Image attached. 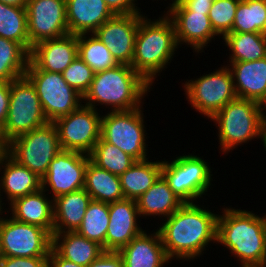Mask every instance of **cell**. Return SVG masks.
<instances>
[{
	"mask_svg": "<svg viewBox=\"0 0 266 267\" xmlns=\"http://www.w3.org/2000/svg\"><path fill=\"white\" fill-rule=\"evenodd\" d=\"M184 203L171 216L160 221V233L167 257L172 261L191 263L216 245L217 219L219 212L209 209L204 201ZM209 246V247H208ZM208 248V249H207Z\"/></svg>",
	"mask_w": 266,
	"mask_h": 267,
	"instance_id": "1",
	"label": "cell"
},
{
	"mask_svg": "<svg viewBox=\"0 0 266 267\" xmlns=\"http://www.w3.org/2000/svg\"><path fill=\"white\" fill-rule=\"evenodd\" d=\"M222 210V211H221ZM221 211V212H220ZM216 244L235 257L239 267H266V226L262 214L232 205L220 208ZM258 214V215H257Z\"/></svg>",
	"mask_w": 266,
	"mask_h": 267,
	"instance_id": "2",
	"label": "cell"
},
{
	"mask_svg": "<svg viewBox=\"0 0 266 267\" xmlns=\"http://www.w3.org/2000/svg\"><path fill=\"white\" fill-rule=\"evenodd\" d=\"M152 87L130 65L118 64L94 73L91 85L83 96V104L100 112H106V109L107 112L129 111L145 106L148 94L154 91Z\"/></svg>",
	"mask_w": 266,
	"mask_h": 267,
	"instance_id": "3",
	"label": "cell"
},
{
	"mask_svg": "<svg viewBox=\"0 0 266 267\" xmlns=\"http://www.w3.org/2000/svg\"><path fill=\"white\" fill-rule=\"evenodd\" d=\"M148 16L140 18L131 67L154 88L160 74L171 66L179 47L171 19L165 13L152 20Z\"/></svg>",
	"mask_w": 266,
	"mask_h": 267,
	"instance_id": "4",
	"label": "cell"
},
{
	"mask_svg": "<svg viewBox=\"0 0 266 267\" xmlns=\"http://www.w3.org/2000/svg\"><path fill=\"white\" fill-rule=\"evenodd\" d=\"M263 105L249 99L236 98L227 103L209 122L217 128L218 149L223 156L248 144L262 141Z\"/></svg>",
	"mask_w": 266,
	"mask_h": 267,
	"instance_id": "5",
	"label": "cell"
},
{
	"mask_svg": "<svg viewBox=\"0 0 266 267\" xmlns=\"http://www.w3.org/2000/svg\"><path fill=\"white\" fill-rule=\"evenodd\" d=\"M175 156L171 158L172 161L163 158L161 167V175L173 192L185 203L202 202L205 196L213 195L208 194V191L210 192L214 186L212 182L215 181V177L212 171L215 168L206 162L208 159L196 155L195 152H184Z\"/></svg>",
	"mask_w": 266,
	"mask_h": 267,
	"instance_id": "6",
	"label": "cell"
},
{
	"mask_svg": "<svg viewBox=\"0 0 266 267\" xmlns=\"http://www.w3.org/2000/svg\"><path fill=\"white\" fill-rule=\"evenodd\" d=\"M222 64L213 72L185 79L181 84L190 108L208 120L237 98L232 73L226 63Z\"/></svg>",
	"mask_w": 266,
	"mask_h": 267,
	"instance_id": "7",
	"label": "cell"
},
{
	"mask_svg": "<svg viewBox=\"0 0 266 267\" xmlns=\"http://www.w3.org/2000/svg\"><path fill=\"white\" fill-rule=\"evenodd\" d=\"M143 107L129 111L104 112L101 120V138L117 146L136 161L151 156L147 144L149 134L146 131L147 123Z\"/></svg>",
	"mask_w": 266,
	"mask_h": 267,
	"instance_id": "8",
	"label": "cell"
},
{
	"mask_svg": "<svg viewBox=\"0 0 266 267\" xmlns=\"http://www.w3.org/2000/svg\"><path fill=\"white\" fill-rule=\"evenodd\" d=\"M25 76L35 87L48 122L53 123L83 104V96L67 84L62 73L40 70L29 60Z\"/></svg>",
	"mask_w": 266,
	"mask_h": 267,
	"instance_id": "9",
	"label": "cell"
},
{
	"mask_svg": "<svg viewBox=\"0 0 266 267\" xmlns=\"http://www.w3.org/2000/svg\"><path fill=\"white\" fill-rule=\"evenodd\" d=\"M48 122L31 81L22 76L11 81L7 120L4 123L10 141Z\"/></svg>",
	"mask_w": 266,
	"mask_h": 267,
	"instance_id": "10",
	"label": "cell"
},
{
	"mask_svg": "<svg viewBox=\"0 0 266 267\" xmlns=\"http://www.w3.org/2000/svg\"><path fill=\"white\" fill-rule=\"evenodd\" d=\"M60 151L56 127L49 122L13 139L8 154L42 178Z\"/></svg>",
	"mask_w": 266,
	"mask_h": 267,
	"instance_id": "11",
	"label": "cell"
},
{
	"mask_svg": "<svg viewBox=\"0 0 266 267\" xmlns=\"http://www.w3.org/2000/svg\"><path fill=\"white\" fill-rule=\"evenodd\" d=\"M4 213V214H3ZM3 215V216H2ZM52 248V235L44 228L23 223L0 214V251L4 257L48 256Z\"/></svg>",
	"mask_w": 266,
	"mask_h": 267,
	"instance_id": "12",
	"label": "cell"
},
{
	"mask_svg": "<svg viewBox=\"0 0 266 267\" xmlns=\"http://www.w3.org/2000/svg\"><path fill=\"white\" fill-rule=\"evenodd\" d=\"M102 113L82 104L54 121L61 149L89 155L101 137Z\"/></svg>",
	"mask_w": 266,
	"mask_h": 267,
	"instance_id": "13",
	"label": "cell"
},
{
	"mask_svg": "<svg viewBox=\"0 0 266 267\" xmlns=\"http://www.w3.org/2000/svg\"><path fill=\"white\" fill-rule=\"evenodd\" d=\"M89 155L63 150L49 164L41 178L42 189L52 198L84 188Z\"/></svg>",
	"mask_w": 266,
	"mask_h": 267,
	"instance_id": "14",
	"label": "cell"
},
{
	"mask_svg": "<svg viewBox=\"0 0 266 267\" xmlns=\"http://www.w3.org/2000/svg\"><path fill=\"white\" fill-rule=\"evenodd\" d=\"M208 13L192 12L183 3L172 7L165 13L174 25L178 47L185 45L186 49L192 48L196 57L202 52L205 53L204 49H207L210 43L213 44V40L222 39L214 31Z\"/></svg>",
	"mask_w": 266,
	"mask_h": 267,
	"instance_id": "15",
	"label": "cell"
},
{
	"mask_svg": "<svg viewBox=\"0 0 266 267\" xmlns=\"http://www.w3.org/2000/svg\"><path fill=\"white\" fill-rule=\"evenodd\" d=\"M30 52L32 46L69 34L66 0H28L26 5Z\"/></svg>",
	"mask_w": 266,
	"mask_h": 267,
	"instance_id": "16",
	"label": "cell"
},
{
	"mask_svg": "<svg viewBox=\"0 0 266 267\" xmlns=\"http://www.w3.org/2000/svg\"><path fill=\"white\" fill-rule=\"evenodd\" d=\"M146 14H115L94 34L110 50L118 64H132L140 18Z\"/></svg>",
	"mask_w": 266,
	"mask_h": 267,
	"instance_id": "17",
	"label": "cell"
},
{
	"mask_svg": "<svg viewBox=\"0 0 266 267\" xmlns=\"http://www.w3.org/2000/svg\"><path fill=\"white\" fill-rule=\"evenodd\" d=\"M109 217L105 251L118 252L145 231L141 226L142 220L135 200L124 198L109 203Z\"/></svg>",
	"mask_w": 266,
	"mask_h": 267,
	"instance_id": "18",
	"label": "cell"
},
{
	"mask_svg": "<svg viewBox=\"0 0 266 267\" xmlns=\"http://www.w3.org/2000/svg\"><path fill=\"white\" fill-rule=\"evenodd\" d=\"M41 188L42 181L36 173L19 164L8 153L2 154L0 157V206L3 209L15 199L37 192Z\"/></svg>",
	"mask_w": 266,
	"mask_h": 267,
	"instance_id": "19",
	"label": "cell"
},
{
	"mask_svg": "<svg viewBox=\"0 0 266 267\" xmlns=\"http://www.w3.org/2000/svg\"><path fill=\"white\" fill-rule=\"evenodd\" d=\"M78 57V35L67 34L32 46L29 60L40 70L62 73Z\"/></svg>",
	"mask_w": 266,
	"mask_h": 267,
	"instance_id": "20",
	"label": "cell"
},
{
	"mask_svg": "<svg viewBox=\"0 0 266 267\" xmlns=\"http://www.w3.org/2000/svg\"><path fill=\"white\" fill-rule=\"evenodd\" d=\"M147 230L118 251L125 267H165L172 264L165 253L159 231Z\"/></svg>",
	"mask_w": 266,
	"mask_h": 267,
	"instance_id": "21",
	"label": "cell"
},
{
	"mask_svg": "<svg viewBox=\"0 0 266 267\" xmlns=\"http://www.w3.org/2000/svg\"><path fill=\"white\" fill-rule=\"evenodd\" d=\"M7 207L4 210L15 220L40 226L53 235V199L42 188L15 199Z\"/></svg>",
	"mask_w": 266,
	"mask_h": 267,
	"instance_id": "22",
	"label": "cell"
},
{
	"mask_svg": "<svg viewBox=\"0 0 266 267\" xmlns=\"http://www.w3.org/2000/svg\"><path fill=\"white\" fill-rule=\"evenodd\" d=\"M69 34H92L115 14L104 0H66Z\"/></svg>",
	"mask_w": 266,
	"mask_h": 267,
	"instance_id": "23",
	"label": "cell"
},
{
	"mask_svg": "<svg viewBox=\"0 0 266 267\" xmlns=\"http://www.w3.org/2000/svg\"><path fill=\"white\" fill-rule=\"evenodd\" d=\"M230 69L238 98L266 102V57L256 61L226 64Z\"/></svg>",
	"mask_w": 266,
	"mask_h": 267,
	"instance_id": "24",
	"label": "cell"
},
{
	"mask_svg": "<svg viewBox=\"0 0 266 267\" xmlns=\"http://www.w3.org/2000/svg\"><path fill=\"white\" fill-rule=\"evenodd\" d=\"M136 202L141 219L153 217L161 221L171 216L185 203L173 192L162 175Z\"/></svg>",
	"mask_w": 266,
	"mask_h": 267,
	"instance_id": "25",
	"label": "cell"
},
{
	"mask_svg": "<svg viewBox=\"0 0 266 267\" xmlns=\"http://www.w3.org/2000/svg\"><path fill=\"white\" fill-rule=\"evenodd\" d=\"M91 200L84 188L54 198L53 233L77 231Z\"/></svg>",
	"mask_w": 266,
	"mask_h": 267,
	"instance_id": "26",
	"label": "cell"
},
{
	"mask_svg": "<svg viewBox=\"0 0 266 267\" xmlns=\"http://www.w3.org/2000/svg\"><path fill=\"white\" fill-rule=\"evenodd\" d=\"M52 248L64 259L88 267L103 252L97 242L75 232L53 233Z\"/></svg>",
	"mask_w": 266,
	"mask_h": 267,
	"instance_id": "27",
	"label": "cell"
},
{
	"mask_svg": "<svg viewBox=\"0 0 266 267\" xmlns=\"http://www.w3.org/2000/svg\"><path fill=\"white\" fill-rule=\"evenodd\" d=\"M149 157L135 163L121 174V188L126 199L137 200L161 176L162 160Z\"/></svg>",
	"mask_w": 266,
	"mask_h": 267,
	"instance_id": "28",
	"label": "cell"
},
{
	"mask_svg": "<svg viewBox=\"0 0 266 267\" xmlns=\"http://www.w3.org/2000/svg\"><path fill=\"white\" fill-rule=\"evenodd\" d=\"M223 46L229 51L228 63L256 61L266 57V35L263 33H227L222 38Z\"/></svg>",
	"mask_w": 266,
	"mask_h": 267,
	"instance_id": "29",
	"label": "cell"
},
{
	"mask_svg": "<svg viewBox=\"0 0 266 267\" xmlns=\"http://www.w3.org/2000/svg\"><path fill=\"white\" fill-rule=\"evenodd\" d=\"M84 189L94 201L112 203L125 198L120 177L99 168L90 160L85 171Z\"/></svg>",
	"mask_w": 266,
	"mask_h": 267,
	"instance_id": "30",
	"label": "cell"
},
{
	"mask_svg": "<svg viewBox=\"0 0 266 267\" xmlns=\"http://www.w3.org/2000/svg\"><path fill=\"white\" fill-rule=\"evenodd\" d=\"M0 37L20 43L30 53L26 7L0 2Z\"/></svg>",
	"mask_w": 266,
	"mask_h": 267,
	"instance_id": "31",
	"label": "cell"
},
{
	"mask_svg": "<svg viewBox=\"0 0 266 267\" xmlns=\"http://www.w3.org/2000/svg\"><path fill=\"white\" fill-rule=\"evenodd\" d=\"M29 56L20 43L0 37V80L11 82L25 76Z\"/></svg>",
	"mask_w": 266,
	"mask_h": 267,
	"instance_id": "32",
	"label": "cell"
},
{
	"mask_svg": "<svg viewBox=\"0 0 266 267\" xmlns=\"http://www.w3.org/2000/svg\"><path fill=\"white\" fill-rule=\"evenodd\" d=\"M78 57L94 73L105 71L118 65L110 50L94 33L78 35Z\"/></svg>",
	"mask_w": 266,
	"mask_h": 267,
	"instance_id": "33",
	"label": "cell"
},
{
	"mask_svg": "<svg viewBox=\"0 0 266 267\" xmlns=\"http://www.w3.org/2000/svg\"><path fill=\"white\" fill-rule=\"evenodd\" d=\"M109 220V203L91 200L76 232L89 240L97 242L105 251Z\"/></svg>",
	"mask_w": 266,
	"mask_h": 267,
	"instance_id": "34",
	"label": "cell"
},
{
	"mask_svg": "<svg viewBox=\"0 0 266 267\" xmlns=\"http://www.w3.org/2000/svg\"><path fill=\"white\" fill-rule=\"evenodd\" d=\"M266 0H240L232 32L263 33L265 35Z\"/></svg>",
	"mask_w": 266,
	"mask_h": 267,
	"instance_id": "35",
	"label": "cell"
},
{
	"mask_svg": "<svg viewBox=\"0 0 266 267\" xmlns=\"http://www.w3.org/2000/svg\"><path fill=\"white\" fill-rule=\"evenodd\" d=\"M89 158L99 168L118 176L128 170L136 161L120 148L104 141L101 137L89 154Z\"/></svg>",
	"mask_w": 266,
	"mask_h": 267,
	"instance_id": "36",
	"label": "cell"
},
{
	"mask_svg": "<svg viewBox=\"0 0 266 267\" xmlns=\"http://www.w3.org/2000/svg\"><path fill=\"white\" fill-rule=\"evenodd\" d=\"M240 0H217L212 3L208 17L214 31L223 38L232 33L235 13Z\"/></svg>",
	"mask_w": 266,
	"mask_h": 267,
	"instance_id": "37",
	"label": "cell"
},
{
	"mask_svg": "<svg viewBox=\"0 0 266 267\" xmlns=\"http://www.w3.org/2000/svg\"><path fill=\"white\" fill-rule=\"evenodd\" d=\"M63 79L69 86L84 96L94 77L93 70L77 57L63 72Z\"/></svg>",
	"mask_w": 266,
	"mask_h": 267,
	"instance_id": "38",
	"label": "cell"
},
{
	"mask_svg": "<svg viewBox=\"0 0 266 267\" xmlns=\"http://www.w3.org/2000/svg\"><path fill=\"white\" fill-rule=\"evenodd\" d=\"M0 267H48V256L37 257H4L0 259Z\"/></svg>",
	"mask_w": 266,
	"mask_h": 267,
	"instance_id": "39",
	"label": "cell"
},
{
	"mask_svg": "<svg viewBox=\"0 0 266 267\" xmlns=\"http://www.w3.org/2000/svg\"><path fill=\"white\" fill-rule=\"evenodd\" d=\"M114 14L143 13L138 0H104ZM140 1V0H139Z\"/></svg>",
	"mask_w": 266,
	"mask_h": 267,
	"instance_id": "40",
	"label": "cell"
},
{
	"mask_svg": "<svg viewBox=\"0 0 266 267\" xmlns=\"http://www.w3.org/2000/svg\"><path fill=\"white\" fill-rule=\"evenodd\" d=\"M88 267H125V265L118 252L104 251Z\"/></svg>",
	"mask_w": 266,
	"mask_h": 267,
	"instance_id": "41",
	"label": "cell"
},
{
	"mask_svg": "<svg viewBox=\"0 0 266 267\" xmlns=\"http://www.w3.org/2000/svg\"><path fill=\"white\" fill-rule=\"evenodd\" d=\"M11 82L0 80V121L5 123L8 116Z\"/></svg>",
	"mask_w": 266,
	"mask_h": 267,
	"instance_id": "42",
	"label": "cell"
},
{
	"mask_svg": "<svg viewBox=\"0 0 266 267\" xmlns=\"http://www.w3.org/2000/svg\"><path fill=\"white\" fill-rule=\"evenodd\" d=\"M48 267H83L62 258L53 248L48 255Z\"/></svg>",
	"mask_w": 266,
	"mask_h": 267,
	"instance_id": "43",
	"label": "cell"
},
{
	"mask_svg": "<svg viewBox=\"0 0 266 267\" xmlns=\"http://www.w3.org/2000/svg\"><path fill=\"white\" fill-rule=\"evenodd\" d=\"M183 4L192 12H209L212 6L210 0H184Z\"/></svg>",
	"mask_w": 266,
	"mask_h": 267,
	"instance_id": "44",
	"label": "cell"
},
{
	"mask_svg": "<svg viewBox=\"0 0 266 267\" xmlns=\"http://www.w3.org/2000/svg\"><path fill=\"white\" fill-rule=\"evenodd\" d=\"M10 142L5 133L4 123L0 121V151L3 154L9 152Z\"/></svg>",
	"mask_w": 266,
	"mask_h": 267,
	"instance_id": "45",
	"label": "cell"
},
{
	"mask_svg": "<svg viewBox=\"0 0 266 267\" xmlns=\"http://www.w3.org/2000/svg\"><path fill=\"white\" fill-rule=\"evenodd\" d=\"M0 2L16 7H26L28 0H0Z\"/></svg>",
	"mask_w": 266,
	"mask_h": 267,
	"instance_id": "46",
	"label": "cell"
},
{
	"mask_svg": "<svg viewBox=\"0 0 266 267\" xmlns=\"http://www.w3.org/2000/svg\"><path fill=\"white\" fill-rule=\"evenodd\" d=\"M263 146V150L266 151V112L263 114V120H262V141L261 143Z\"/></svg>",
	"mask_w": 266,
	"mask_h": 267,
	"instance_id": "47",
	"label": "cell"
},
{
	"mask_svg": "<svg viewBox=\"0 0 266 267\" xmlns=\"http://www.w3.org/2000/svg\"><path fill=\"white\" fill-rule=\"evenodd\" d=\"M153 1H159V0H152V2H153ZM162 1H163V0H161V2H162ZM164 1L166 2L167 0H164ZM164 1H163L164 5H165V4H168V6L166 5L165 11H163V12L161 11V13H166V12H167L168 10H170L172 7H174V6H176V5H179V4H182L184 0H171V1L169 0L168 2H170V3H168V2L165 3Z\"/></svg>",
	"mask_w": 266,
	"mask_h": 267,
	"instance_id": "48",
	"label": "cell"
},
{
	"mask_svg": "<svg viewBox=\"0 0 266 267\" xmlns=\"http://www.w3.org/2000/svg\"><path fill=\"white\" fill-rule=\"evenodd\" d=\"M264 220H265V226H266V212H264L263 214Z\"/></svg>",
	"mask_w": 266,
	"mask_h": 267,
	"instance_id": "49",
	"label": "cell"
},
{
	"mask_svg": "<svg viewBox=\"0 0 266 267\" xmlns=\"http://www.w3.org/2000/svg\"><path fill=\"white\" fill-rule=\"evenodd\" d=\"M263 108H264V112H266V102H265V104L263 105Z\"/></svg>",
	"mask_w": 266,
	"mask_h": 267,
	"instance_id": "50",
	"label": "cell"
},
{
	"mask_svg": "<svg viewBox=\"0 0 266 267\" xmlns=\"http://www.w3.org/2000/svg\"><path fill=\"white\" fill-rule=\"evenodd\" d=\"M4 209L0 206V214H1V212L3 211Z\"/></svg>",
	"mask_w": 266,
	"mask_h": 267,
	"instance_id": "51",
	"label": "cell"
}]
</instances>
